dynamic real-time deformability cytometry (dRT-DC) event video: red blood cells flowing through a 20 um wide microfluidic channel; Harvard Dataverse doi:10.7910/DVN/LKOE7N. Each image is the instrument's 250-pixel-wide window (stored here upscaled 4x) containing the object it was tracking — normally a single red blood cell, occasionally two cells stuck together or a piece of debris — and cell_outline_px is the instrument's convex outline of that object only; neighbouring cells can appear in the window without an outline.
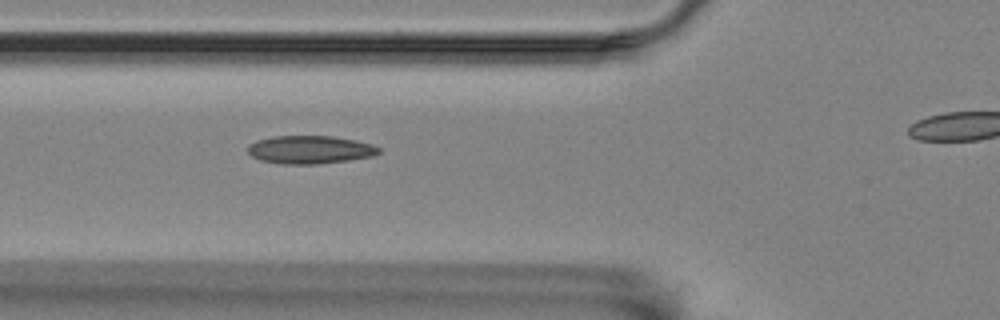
{"species": "Egyptian fruit bat (a non-hibernating species)", "species_latin": "Rousettus aegyptiacus", "temperature_condition": "room temperature", "stored_images_in_passage": 7, "segment_of_instrument_passage": [1, 2], "camera_frame_rate_fps": 3000, "um_per_image_px": 0.085, "animal": {"sex": "female"}, "frame": {"image": 1, "passage_image": 6, "time_ms": 1.667, "image_size_px": [1000, 320], "cell_outline_px": [[380, 152], [372, 156], [348, 160], [316, 164], [284, 164], [260, 160], [252, 156], [248, 152], [248, 148], [256, 140], [276, 136], [332, 136], [356, 140], [372, 144], [380, 148]], "centroid_in_image_um": [26.37, 12.72], "position_along_channel_um": 99.4, "area_um2": 21.27}}